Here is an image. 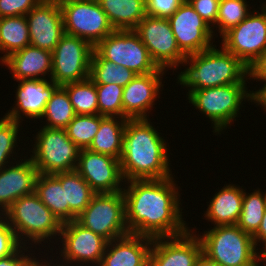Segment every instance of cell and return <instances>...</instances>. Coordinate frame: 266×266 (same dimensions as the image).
Listing matches in <instances>:
<instances>
[{
	"instance_id": "42",
	"label": "cell",
	"mask_w": 266,
	"mask_h": 266,
	"mask_svg": "<svg viewBox=\"0 0 266 266\" xmlns=\"http://www.w3.org/2000/svg\"><path fill=\"white\" fill-rule=\"evenodd\" d=\"M28 248L31 249L29 246L26 247L21 245L12 255L0 258V266H30L35 259V255L32 256V253H30L31 256L28 253L25 255V252L28 251Z\"/></svg>"
},
{
	"instance_id": "24",
	"label": "cell",
	"mask_w": 266,
	"mask_h": 266,
	"mask_svg": "<svg viewBox=\"0 0 266 266\" xmlns=\"http://www.w3.org/2000/svg\"><path fill=\"white\" fill-rule=\"evenodd\" d=\"M215 193L204 213L208 222L214 226L237 224L243 204L244 191L242 186L226 184Z\"/></svg>"
},
{
	"instance_id": "47",
	"label": "cell",
	"mask_w": 266,
	"mask_h": 266,
	"mask_svg": "<svg viewBox=\"0 0 266 266\" xmlns=\"http://www.w3.org/2000/svg\"><path fill=\"white\" fill-rule=\"evenodd\" d=\"M57 263H58L57 261L54 264V262L52 263V261L49 263L48 261L44 262L43 260L41 262V260L35 258L30 266H58ZM51 264H54V265H51Z\"/></svg>"
},
{
	"instance_id": "35",
	"label": "cell",
	"mask_w": 266,
	"mask_h": 266,
	"mask_svg": "<svg viewBox=\"0 0 266 266\" xmlns=\"http://www.w3.org/2000/svg\"><path fill=\"white\" fill-rule=\"evenodd\" d=\"M246 0H220L218 17L216 20L217 31L220 38L233 27L237 26L250 13ZM248 7V8H247Z\"/></svg>"
},
{
	"instance_id": "23",
	"label": "cell",
	"mask_w": 266,
	"mask_h": 266,
	"mask_svg": "<svg viewBox=\"0 0 266 266\" xmlns=\"http://www.w3.org/2000/svg\"><path fill=\"white\" fill-rule=\"evenodd\" d=\"M1 63L8 67L16 81L46 79L49 73L48 77L51 78L52 52L45 49L29 45L9 55Z\"/></svg>"
},
{
	"instance_id": "11",
	"label": "cell",
	"mask_w": 266,
	"mask_h": 266,
	"mask_svg": "<svg viewBox=\"0 0 266 266\" xmlns=\"http://www.w3.org/2000/svg\"><path fill=\"white\" fill-rule=\"evenodd\" d=\"M60 8L65 33L82 38L93 47L114 31L97 0H78Z\"/></svg>"
},
{
	"instance_id": "48",
	"label": "cell",
	"mask_w": 266,
	"mask_h": 266,
	"mask_svg": "<svg viewBox=\"0 0 266 266\" xmlns=\"http://www.w3.org/2000/svg\"><path fill=\"white\" fill-rule=\"evenodd\" d=\"M43 1L55 4L56 6L61 7L64 4H67V3H70V2H76L78 0H43Z\"/></svg>"
},
{
	"instance_id": "15",
	"label": "cell",
	"mask_w": 266,
	"mask_h": 266,
	"mask_svg": "<svg viewBox=\"0 0 266 266\" xmlns=\"http://www.w3.org/2000/svg\"><path fill=\"white\" fill-rule=\"evenodd\" d=\"M180 51L189 56L211 48L216 31L185 0L168 18ZM212 42V43H211Z\"/></svg>"
},
{
	"instance_id": "2",
	"label": "cell",
	"mask_w": 266,
	"mask_h": 266,
	"mask_svg": "<svg viewBox=\"0 0 266 266\" xmlns=\"http://www.w3.org/2000/svg\"><path fill=\"white\" fill-rule=\"evenodd\" d=\"M150 122V119H128L126 122L119 160L125 182L173 176L168 143Z\"/></svg>"
},
{
	"instance_id": "9",
	"label": "cell",
	"mask_w": 266,
	"mask_h": 266,
	"mask_svg": "<svg viewBox=\"0 0 266 266\" xmlns=\"http://www.w3.org/2000/svg\"><path fill=\"white\" fill-rule=\"evenodd\" d=\"M94 51L101 58L128 68L137 75L168 71L156 65L134 30H114L94 47Z\"/></svg>"
},
{
	"instance_id": "5",
	"label": "cell",
	"mask_w": 266,
	"mask_h": 266,
	"mask_svg": "<svg viewBox=\"0 0 266 266\" xmlns=\"http://www.w3.org/2000/svg\"><path fill=\"white\" fill-rule=\"evenodd\" d=\"M199 239L202 253L221 266H256L258 259L253 236L235 225L214 226Z\"/></svg>"
},
{
	"instance_id": "38",
	"label": "cell",
	"mask_w": 266,
	"mask_h": 266,
	"mask_svg": "<svg viewBox=\"0 0 266 266\" xmlns=\"http://www.w3.org/2000/svg\"><path fill=\"white\" fill-rule=\"evenodd\" d=\"M20 246L14 229L9 225L6 217L0 214V258L12 255Z\"/></svg>"
},
{
	"instance_id": "21",
	"label": "cell",
	"mask_w": 266,
	"mask_h": 266,
	"mask_svg": "<svg viewBox=\"0 0 266 266\" xmlns=\"http://www.w3.org/2000/svg\"><path fill=\"white\" fill-rule=\"evenodd\" d=\"M20 160L19 163L14 161L16 164L9 163L8 168L5 166L0 169V214L22 196L35 192L37 168L30 158Z\"/></svg>"
},
{
	"instance_id": "20",
	"label": "cell",
	"mask_w": 266,
	"mask_h": 266,
	"mask_svg": "<svg viewBox=\"0 0 266 266\" xmlns=\"http://www.w3.org/2000/svg\"><path fill=\"white\" fill-rule=\"evenodd\" d=\"M15 106L5 116L9 119L20 121L23 117L40 119L44 113L47 101L52 97L58 84L47 79L18 80ZM22 114V115H21Z\"/></svg>"
},
{
	"instance_id": "40",
	"label": "cell",
	"mask_w": 266,
	"mask_h": 266,
	"mask_svg": "<svg viewBox=\"0 0 266 266\" xmlns=\"http://www.w3.org/2000/svg\"><path fill=\"white\" fill-rule=\"evenodd\" d=\"M185 0H146L147 15L169 18Z\"/></svg>"
},
{
	"instance_id": "16",
	"label": "cell",
	"mask_w": 266,
	"mask_h": 266,
	"mask_svg": "<svg viewBox=\"0 0 266 266\" xmlns=\"http://www.w3.org/2000/svg\"><path fill=\"white\" fill-rule=\"evenodd\" d=\"M75 170L95 193H114L124 189L120 185L125 182L120 161L112 156L82 149Z\"/></svg>"
},
{
	"instance_id": "45",
	"label": "cell",
	"mask_w": 266,
	"mask_h": 266,
	"mask_svg": "<svg viewBox=\"0 0 266 266\" xmlns=\"http://www.w3.org/2000/svg\"><path fill=\"white\" fill-rule=\"evenodd\" d=\"M253 241L257 250H258L257 248L258 243L262 242L263 245L266 243V209L260 227L257 230V232L253 235Z\"/></svg>"
},
{
	"instance_id": "10",
	"label": "cell",
	"mask_w": 266,
	"mask_h": 266,
	"mask_svg": "<svg viewBox=\"0 0 266 266\" xmlns=\"http://www.w3.org/2000/svg\"><path fill=\"white\" fill-rule=\"evenodd\" d=\"M93 51L86 40L65 33L52 52V81L63 86L89 78Z\"/></svg>"
},
{
	"instance_id": "6",
	"label": "cell",
	"mask_w": 266,
	"mask_h": 266,
	"mask_svg": "<svg viewBox=\"0 0 266 266\" xmlns=\"http://www.w3.org/2000/svg\"><path fill=\"white\" fill-rule=\"evenodd\" d=\"M246 83H234L225 86L203 89H189V103L199 112L205 114L212 122L214 133L218 135L239 117L242 102L250 100L251 92Z\"/></svg>"
},
{
	"instance_id": "3",
	"label": "cell",
	"mask_w": 266,
	"mask_h": 266,
	"mask_svg": "<svg viewBox=\"0 0 266 266\" xmlns=\"http://www.w3.org/2000/svg\"><path fill=\"white\" fill-rule=\"evenodd\" d=\"M220 49L214 45L186 56L180 64H188L189 67L177 75V83L188 90L246 83L249 79L248 67L222 46Z\"/></svg>"
},
{
	"instance_id": "22",
	"label": "cell",
	"mask_w": 266,
	"mask_h": 266,
	"mask_svg": "<svg viewBox=\"0 0 266 266\" xmlns=\"http://www.w3.org/2000/svg\"><path fill=\"white\" fill-rule=\"evenodd\" d=\"M153 238L129 233L107 243L99 266H147Z\"/></svg>"
},
{
	"instance_id": "39",
	"label": "cell",
	"mask_w": 266,
	"mask_h": 266,
	"mask_svg": "<svg viewBox=\"0 0 266 266\" xmlns=\"http://www.w3.org/2000/svg\"><path fill=\"white\" fill-rule=\"evenodd\" d=\"M42 0H0V18L9 16H25Z\"/></svg>"
},
{
	"instance_id": "34",
	"label": "cell",
	"mask_w": 266,
	"mask_h": 266,
	"mask_svg": "<svg viewBox=\"0 0 266 266\" xmlns=\"http://www.w3.org/2000/svg\"><path fill=\"white\" fill-rule=\"evenodd\" d=\"M100 127V115H75L64 128L67 136L81 150L88 149Z\"/></svg>"
},
{
	"instance_id": "7",
	"label": "cell",
	"mask_w": 266,
	"mask_h": 266,
	"mask_svg": "<svg viewBox=\"0 0 266 266\" xmlns=\"http://www.w3.org/2000/svg\"><path fill=\"white\" fill-rule=\"evenodd\" d=\"M35 138L30 159L38 174L54 175L76 169L81 149L67 136L65 129L43 126Z\"/></svg>"
},
{
	"instance_id": "50",
	"label": "cell",
	"mask_w": 266,
	"mask_h": 266,
	"mask_svg": "<svg viewBox=\"0 0 266 266\" xmlns=\"http://www.w3.org/2000/svg\"><path fill=\"white\" fill-rule=\"evenodd\" d=\"M256 266H260V264H259V260H258V259H257V261H256ZM264 266H266V264H265Z\"/></svg>"
},
{
	"instance_id": "30",
	"label": "cell",
	"mask_w": 266,
	"mask_h": 266,
	"mask_svg": "<svg viewBox=\"0 0 266 266\" xmlns=\"http://www.w3.org/2000/svg\"><path fill=\"white\" fill-rule=\"evenodd\" d=\"M136 75L128 68L101 58L93 51L89 78L95 84L115 83L125 87Z\"/></svg>"
},
{
	"instance_id": "41",
	"label": "cell",
	"mask_w": 266,
	"mask_h": 266,
	"mask_svg": "<svg viewBox=\"0 0 266 266\" xmlns=\"http://www.w3.org/2000/svg\"><path fill=\"white\" fill-rule=\"evenodd\" d=\"M193 9L203 18V20L214 30L218 17L220 0H187ZM213 25V26H211Z\"/></svg>"
},
{
	"instance_id": "14",
	"label": "cell",
	"mask_w": 266,
	"mask_h": 266,
	"mask_svg": "<svg viewBox=\"0 0 266 266\" xmlns=\"http://www.w3.org/2000/svg\"><path fill=\"white\" fill-rule=\"evenodd\" d=\"M59 239L62 243L59 253L63 257V266H84L88 263L99 266L108 243L105 238L84 228L76 220L63 223Z\"/></svg>"
},
{
	"instance_id": "49",
	"label": "cell",
	"mask_w": 266,
	"mask_h": 266,
	"mask_svg": "<svg viewBox=\"0 0 266 266\" xmlns=\"http://www.w3.org/2000/svg\"><path fill=\"white\" fill-rule=\"evenodd\" d=\"M263 250H258V260L259 262H264L266 264V243L262 246ZM260 253V254H259Z\"/></svg>"
},
{
	"instance_id": "1",
	"label": "cell",
	"mask_w": 266,
	"mask_h": 266,
	"mask_svg": "<svg viewBox=\"0 0 266 266\" xmlns=\"http://www.w3.org/2000/svg\"><path fill=\"white\" fill-rule=\"evenodd\" d=\"M174 182L173 176L124 182L128 185L122 192L129 233L154 239L179 236L189 230L182 219L181 195Z\"/></svg>"
},
{
	"instance_id": "32",
	"label": "cell",
	"mask_w": 266,
	"mask_h": 266,
	"mask_svg": "<svg viewBox=\"0 0 266 266\" xmlns=\"http://www.w3.org/2000/svg\"><path fill=\"white\" fill-rule=\"evenodd\" d=\"M76 115L67 91L59 86L47 101L40 119H47L44 127L64 129ZM44 117V118H43Z\"/></svg>"
},
{
	"instance_id": "19",
	"label": "cell",
	"mask_w": 266,
	"mask_h": 266,
	"mask_svg": "<svg viewBox=\"0 0 266 266\" xmlns=\"http://www.w3.org/2000/svg\"><path fill=\"white\" fill-rule=\"evenodd\" d=\"M164 74V72H152L136 75L123 87V118L148 119L147 112L153 108L156 98H160V91L164 86L162 84Z\"/></svg>"
},
{
	"instance_id": "43",
	"label": "cell",
	"mask_w": 266,
	"mask_h": 266,
	"mask_svg": "<svg viewBox=\"0 0 266 266\" xmlns=\"http://www.w3.org/2000/svg\"><path fill=\"white\" fill-rule=\"evenodd\" d=\"M248 77L256 82L266 81V50L248 67Z\"/></svg>"
},
{
	"instance_id": "31",
	"label": "cell",
	"mask_w": 266,
	"mask_h": 266,
	"mask_svg": "<svg viewBox=\"0 0 266 266\" xmlns=\"http://www.w3.org/2000/svg\"><path fill=\"white\" fill-rule=\"evenodd\" d=\"M62 87L67 91L77 115L99 114L96 85L90 78L67 83Z\"/></svg>"
},
{
	"instance_id": "25",
	"label": "cell",
	"mask_w": 266,
	"mask_h": 266,
	"mask_svg": "<svg viewBox=\"0 0 266 266\" xmlns=\"http://www.w3.org/2000/svg\"><path fill=\"white\" fill-rule=\"evenodd\" d=\"M114 30H134L147 15L146 0H97Z\"/></svg>"
},
{
	"instance_id": "46",
	"label": "cell",
	"mask_w": 266,
	"mask_h": 266,
	"mask_svg": "<svg viewBox=\"0 0 266 266\" xmlns=\"http://www.w3.org/2000/svg\"><path fill=\"white\" fill-rule=\"evenodd\" d=\"M195 266H221L218 263L208 259L203 253L196 260Z\"/></svg>"
},
{
	"instance_id": "27",
	"label": "cell",
	"mask_w": 266,
	"mask_h": 266,
	"mask_svg": "<svg viewBox=\"0 0 266 266\" xmlns=\"http://www.w3.org/2000/svg\"><path fill=\"white\" fill-rule=\"evenodd\" d=\"M35 193L63 224L69 222V203H66L65 185L54 175L38 174Z\"/></svg>"
},
{
	"instance_id": "4",
	"label": "cell",
	"mask_w": 266,
	"mask_h": 266,
	"mask_svg": "<svg viewBox=\"0 0 266 266\" xmlns=\"http://www.w3.org/2000/svg\"><path fill=\"white\" fill-rule=\"evenodd\" d=\"M2 215L23 246H27L29 241L37 245L48 243L49 239H55L57 235L59 238L63 225L35 192L16 200Z\"/></svg>"
},
{
	"instance_id": "44",
	"label": "cell",
	"mask_w": 266,
	"mask_h": 266,
	"mask_svg": "<svg viewBox=\"0 0 266 266\" xmlns=\"http://www.w3.org/2000/svg\"><path fill=\"white\" fill-rule=\"evenodd\" d=\"M262 88L251 92V102L253 101L256 105H260L266 111V81Z\"/></svg>"
},
{
	"instance_id": "12",
	"label": "cell",
	"mask_w": 266,
	"mask_h": 266,
	"mask_svg": "<svg viewBox=\"0 0 266 266\" xmlns=\"http://www.w3.org/2000/svg\"><path fill=\"white\" fill-rule=\"evenodd\" d=\"M254 11L226 32L222 47L249 67L266 50V7Z\"/></svg>"
},
{
	"instance_id": "13",
	"label": "cell",
	"mask_w": 266,
	"mask_h": 266,
	"mask_svg": "<svg viewBox=\"0 0 266 266\" xmlns=\"http://www.w3.org/2000/svg\"><path fill=\"white\" fill-rule=\"evenodd\" d=\"M134 31L139 35L159 68L164 70L174 68V72L180 63L186 59V56L177 46L168 18L146 15Z\"/></svg>"
},
{
	"instance_id": "28",
	"label": "cell",
	"mask_w": 266,
	"mask_h": 266,
	"mask_svg": "<svg viewBox=\"0 0 266 266\" xmlns=\"http://www.w3.org/2000/svg\"><path fill=\"white\" fill-rule=\"evenodd\" d=\"M54 176L61 185H65L66 203H69V222L76 220L89 205L95 192L76 170L57 173Z\"/></svg>"
},
{
	"instance_id": "17",
	"label": "cell",
	"mask_w": 266,
	"mask_h": 266,
	"mask_svg": "<svg viewBox=\"0 0 266 266\" xmlns=\"http://www.w3.org/2000/svg\"><path fill=\"white\" fill-rule=\"evenodd\" d=\"M193 230L174 237L154 238L149 254L151 266H195L202 254L199 236Z\"/></svg>"
},
{
	"instance_id": "18",
	"label": "cell",
	"mask_w": 266,
	"mask_h": 266,
	"mask_svg": "<svg viewBox=\"0 0 266 266\" xmlns=\"http://www.w3.org/2000/svg\"><path fill=\"white\" fill-rule=\"evenodd\" d=\"M25 16L30 45L53 52L65 34L61 8L42 0Z\"/></svg>"
},
{
	"instance_id": "36",
	"label": "cell",
	"mask_w": 266,
	"mask_h": 266,
	"mask_svg": "<svg viewBox=\"0 0 266 266\" xmlns=\"http://www.w3.org/2000/svg\"><path fill=\"white\" fill-rule=\"evenodd\" d=\"M99 115L123 118V87L115 83L95 84Z\"/></svg>"
},
{
	"instance_id": "33",
	"label": "cell",
	"mask_w": 266,
	"mask_h": 266,
	"mask_svg": "<svg viewBox=\"0 0 266 266\" xmlns=\"http://www.w3.org/2000/svg\"><path fill=\"white\" fill-rule=\"evenodd\" d=\"M254 189V192L245 191L243 195L242 210L237 226L244 232L254 235L260 227L265 209H266V191Z\"/></svg>"
},
{
	"instance_id": "37",
	"label": "cell",
	"mask_w": 266,
	"mask_h": 266,
	"mask_svg": "<svg viewBox=\"0 0 266 266\" xmlns=\"http://www.w3.org/2000/svg\"><path fill=\"white\" fill-rule=\"evenodd\" d=\"M20 128V122L9 119L5 115L0 119V169L8 166L7 164L11 162L10 157L16 160L13 154H17L14 150L16 146L18 147L16 144Z\"/></svg>"
},
{
	"instance_id": "26",
	"label": "cell",
	"mask_w": 266,
	"mask_h": 266,
	"mask_svg": "<svg viewBox=\"0 0 266 266\" xmlns=\"http://www.w3.org/2000/svg\"><path fill=\"white\" fill-rule=\"evenodd\" d=\"M127 120L126 118L100 115L99 130L94 136L88 150L95 153L106 154L120 160L123 151V137Z\"/></svg>"
},
{
	"instance_id": "8",
	"label": "cell",
	"mask_w": 266,
	"mask_h": 266,
	"mask_svg": "<svg viewBox=\"0 0 266 266\" xmlns=\"http://www.w3.org/2000/svg\"><path fill=\"white\" fill-rule=\"evenodd\" d=\"M76 221L108 242L129 234L123 192L95 193Z\"/></svg>"
},
{
	"instance_id": "29",
	"label": "cell",
	"mask_w": 266,
	"mask_h": 266,
	"mask_svg": "<svg viewBox=\"0 0 266 266\" xmlns=\"http://www.w3.org/2000/svg\"><path fill=\"white\" fill-rule=\"evenodd\" d=\"M30 45L29 28L26 16L0 18L1 62L9 55ZM6 52V53H5Z\"/></svg>"
}]
</instances>
